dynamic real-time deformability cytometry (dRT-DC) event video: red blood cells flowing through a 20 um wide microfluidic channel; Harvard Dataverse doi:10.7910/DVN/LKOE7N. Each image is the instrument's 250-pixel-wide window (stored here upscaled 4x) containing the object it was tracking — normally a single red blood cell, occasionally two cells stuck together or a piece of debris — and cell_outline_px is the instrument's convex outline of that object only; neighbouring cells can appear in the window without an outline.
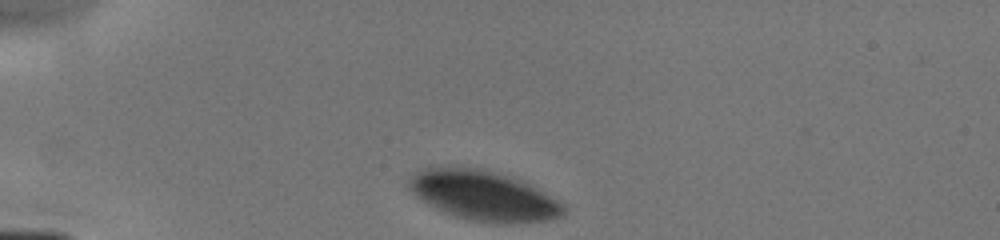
{"species": "human", "species_latin": "Homo sapiens", "temperature_condition": "cold", "stored_images_in_passage": 8, "camera_frame_rate_fps": 3000, "um_per_image_px": 0.085, "donor": {"sex": "male"}, "frame": {"image": 1, "passage_image": 1, "time_ms": 0.0, "image_size_px": [1000, 240], "cell_outline_px": [[564, 212], [560, 216], [548, 220], [508, 224], [472, 220], [456, 216], [436, 208], [420, 200], [408, 188], [408, 180], [416, 172], [424, 168], [476, 168], [508, 176], [520, 180], [544, 192], [564, 204]], "centroid_in_image_um": [41.09, 16.65], "position_along_channel_um": 43.9, "area_um2": 44.04}}
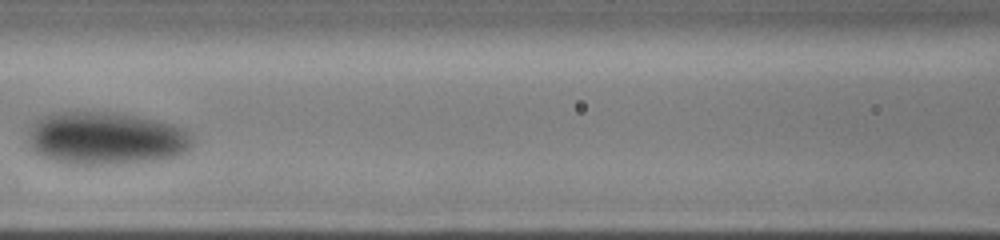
{"frame": {"image": 2, "passage_image": 5, "time_ms": 3.667, "image_size_px": [1000, 240], "cell_outline_px": [[192, 144], [184, 152], [176, 156], [160, 160], [128, 164], [64, 164], [48, 160], [36, 156], [28, 148], [28, 124], [40, 116], [56, 112], [112, 112], [140, 116], [172, 124], [184, 128], [192, 136]], "centroid_in_image_um": [8.9, 11.77], "position_along_channel_um": 157.7, "area_um2": 51.96}}
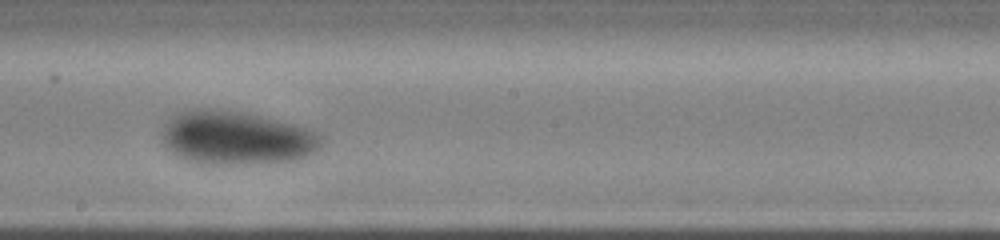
{"frame": {"image": 3, "passage_image": 7, "time_ms": 5.333, "image_size_px": [1000, 240], "cell_outline_px": [[324, 140], [320, 148], [308, 156], [292, 160], [256, 164], [208, 164], [188, 160], [172, 152], [164, 144], [164, 124], [172, 116], [184, 108], [208, 108], [244, 112], [296, 124], [320, 132]], "centroid_in_image_um": [20.14, 11.7], "position_along_channel_um": 228.1, "area_um2": 50.17}}